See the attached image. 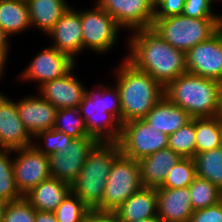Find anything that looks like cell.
Wrapping results in <instances>:
<instances>
[{"label": "cell", "instance_id": "6da1fadb", "mask_svg": "<svg viewBox=\"0 0 222 222\" xmlns=\"http://www.w3.org/2000/svg\"><path fill=\"white\" fill-rule=\"evenodd\" d=\"M133 33V34H132ZM126 59L164 88L187 72L186 53L165 42L152 28L132 31Z\"/></svg>", "mask_w": 222, "mask_h": 222}, {"label": "cell", "instance_id": "7a4b0ae2", "mask_svg": "<svg viewBox=\"0 0 222 222\" xmlns=\"http://www.w3.org/2000/svg\"><path fill=\"white\" fill-rule=\"evenodd\" d=\"M122 63V64H121ZM114 70L120 94L121 124L144 119L165 95L164 87L126 58Z\"/></svg>", "mask_w": 222, "mask_h": 222}, {"label": "cell", "instance_id": "3957f363", "mask_svg": "<svg viewBox=\"0 0 222 222\" xmlns=\"http://www.w3.org/2000/svg\"><path fill=\"white\" fill-rule=\"evenodd\" d=\"M93 88L87 91L79 106L88 134L98 142H118L122 128L118 88L99 83Z\"/></svg>", "mask_w": 222, "mask_h": 222}, {"label": "cell", "instance_id": "277c9868", "mask_svg": "<svg viewBox=\"0 0 222 222\" xmlns=\"http://www.w3.org/2000/svg\"><path fill=\"white\" fill-rule=\"evenodd\" d=\"M222 82L189 72L171 81L165 96L192 118L216 117L219 114Z\"/></svg>", "mask_w": 222, "mask_h": 222}, {"label": "cell", "instance_id": "5b68a950", "mask_svg": "<svg viewBox=\"0 0 222 222\" xmlns=\"http://www.w3.org/2000/svg\"><path fill=\"white\" fill-rule=\"evenodd\" d=\"M121 154L118 142H98L71 185V191L89 208L103 211V195L114 160Z\"/></svg>", "mask_w": 222, "mask_h": 222}, {"label": "cell", "instance_id": "8992f818", "mask_svg": "<svg viewBox=\"0 0 222 222\" xmlns=\"http://www.w3.org/2000/svg\"><path fill=\"white\" fill-rule=\"evenodd\" d=\"M151 28L165 42L186 53L215 35L222 28V18H191L181 14L154 19Z\"/></svg>", "mask_w": 222, "mask_h": 222}, {"label": "cell", "instance_id": "52a82bcc", "mask_svg": "<svg viewBox=\"0 0 222 222\" xmlns=\"http://www.w3.org/2000/svg\"><path fill=\"white\" fill-rule=\"evenodd\" d=\"M142 187L138 160L121 153L114 160L108 174L103 195V211H116Z\"/></svg>", "mask_w": 222, "mask_h": 222}, {"label": "cell", "instance_id": "ba28073f", "mask_svg": "<svg viewBox=\"0 0 222 222\" xmlns=\"http://www.w3.org/2000/svg\"><path fill=\"white\" fill-rule=\"evenodd\" d=\"M94 4V8L81 10L83 51L90 49L102 54L117 44L122 28L109 13Z\"/></svg>", "mask_w": 222, "mask_h": 222}, {"label": "cell", "instance_id": "9c48e42d", "mask_svg": "<svg viewBox=\"0 0 222 222\" xmlns=\"http://www.w3.org/2000/svg\"><path fill=\"white\" fill-rule=\"evenodd\" d=\"M169 136L157 131L144 119L122 124L118 140L121 153L134 160L153 154L168 147Z\"/></svg>", "mask_w": 222, "mask_h": 222}, {"label": "cell", "instance_id": "30bf717a", "mask_svg": "<svg viewBox=\"0 0 222 222\" xmlns=\"http://www.w3.org/2000/svg\"><path fill=\"white\" fill-rule=\"evenodd\" d=\"M13 174L18 191L25 196L32 188L51 177L48 156L34 145L13 150Z\"/></svg>", "mask_w": 222, "mask_h": 222}, {"label": "cell", "instance_id": "8fae6325", "mask_svg": "<svg viewBox=\"0 0 222 222\" xmlns=\"http://www.w3.org/2000/svg\"><path fill=\"white\" fill-rule=\"evenodd\" d=\"M76 61L53 46L40 50L29 65L19 74L21 81H34L38 88L48 81L66 75ZM39 83V84H38Z\"/></svg>", "mask_w": 222, "mask_h": 222}, {"label": "cell", "instance_id": "7c38bea8", "mask_svg": "<svg viewBox=\"0 0 222 222\" xmlns=\"http://www.w3.org/2000/svg\"><path fill=\"white\" fill-rule=\"evenodd\" d=\"M123 29L132 31L151 28L154 21V0H97Z\"/></svg>", "mask_w": 222, "mask_h": 222}, {"label": "cell", "instance_id": "4fadbf2b", "mask_svg": "<svg viewBox=\"0 0 222 222\" xmlns=\"http://www.w3.org/2000/svg\"><path fill=\"white\" fill-rule=\"evenodd\" d=\"M98 143L93 137L73 139L63 153L48 156L51 177L72 185L81 172L88 153Z\"/></svg>", "mask_w": 222, "mask_h": 222}, {"label": "cell", "instance_id": "5bb4252c", "mask_svg": "<svg viewBox=\"0 0 222 222\" xmlns=\"http://www.w3.org/2000/svg\"><path fill=\"white\" fill-rule=\"evenodd\" d=\"M187 72L222 82V28L186 52Z\"/></svg>", "mask_w": 222, "mask_h": 222}, {"label": "cell", "instance_id": "9a60e30c", "mask_svg": "<svg viewBox=\"0 0 222 222\" xmlns=\"http://www.w3.org/2000/svg\"><path fill=\"white\" fill-rule=\"evenodd\" d=\"M75 66L64 76L48 81L38 89L39 94L56 109L79 108L87 87L73 75Z\"/></svg>", "mask_w": 222, "mask_h": 222}, {"label": "cell", "instance_id": "2e32d148", "mask_svg": "<svg viewBox=\"0 0 222 222\" xmlns=\"http://www.w3.org/2000/svg\"><path fill=\"white\" fill-rule=\"evenodd\" d=\"M47 35L54 41L50 46L76 61L83 52L81 10L69 6Z\"/></svg>", "mask_w": 222, "mask_h": 222}, {"label": "cell", "instance_id": "e0dca14e", "mask_svg": "<svg viewBox=\"0 0 222 222\" xmlns=\"http://www.w3.org/2000/svg\"><path fill=\"white\" fill-rule=\"evenodd\" d=\"M37 94L16 101L19 118L32 138L54 127L57 112L55 106Z\"/></svg>", "mask_w": 222, "mask_h": 222}, {"label": "cell", "instance_id": "ac0fdd59", "mask_svg": "<svg viewBox=\"0 0 222 222\" xmlns=\"http://www.w3.org/2000/svg\"><path fill=\"white\" fill-rule=\"evenodd\" d=\"M33 138L19 118L16 101L0 99V149H19L33 145Z\"/></svg>", "mask_w": 222, "mask_h": 222}, {"label": "cell", "instance_id": "d6986e66", "mask_svg": "<svg viewBox=\"0 0 222 222\" xmlns=\"http://www.w3.org/2000/svg\"><path fill=\"white\" fill-rule=\"evenodd\" d=\"M157 217L162 222H188L193 215L189 187L156 188Z\"/></svg>", "mask_w": 222, "mask_h": 222}, {"label": "cell", "instance_id": "ffe728a7", "mask_svg": "<svg viewBox=\"0 0 222 222\" xmlns=\"http://www.w3.org/2000/svg\"><path fill=\"white\" fill-rule=\"evenodd\" d=\"M182 157L171 148H163L138 160L140 180L143 187L158 188Z\"/></svg>", "mask_w": 222, "mask_h": 222}, {"label": "cell", "instance_id": "44dd1931", "mask_svg": "<svg viewBox=\"0 0 222 222\" xmlns=\"http://www.w3.org/2000/svg\"><path fill=\"white\" fill-rule=\"evenodd\" d=\"M192 117L181 107L173 104L165 95L147 113L144 120L168 136L187 124Z\"/></svg>", "mask_w": 222, "mask_h": 222}, {"label": "cell", "instance_id": "7402d4cb", "mask_svg": "<svg viewBox=\"0 0 222 222\" xmlns=\"http://www.w3.org/2000/svg\"><path fill=\"white\" fill-rule=\"evenodd\" d=\"M70 191L69 183L50 177L32 188L24 198L37 211L54 212Z\"/></svg>", "mask_w": 222, "mask_h": 222}, {"label": "cell", "instance_id": "603a6c76", "mask_svg": "<svg viewBox=\"0 0 222 222\" xmlns=\"http://www.w3.org/2000/svg\"><path fill=\"white\" fill-rule=\"evenodd\" d=\"M115 212L122 222H137L157 217L156 188L142 187L122 203Z\"/></svg>", "mask_w": 222, "mask_h": 222}, {"label": "cell", "instance_id": "cb8c5ba5", "mask_svg": "<svg viewBox=\"0 0 222 222\" xmlns=\"http://www.w3.org/2000/svg\"><path fill=\"white\" fill-rule=\"evenodd\" d=\"M32 28H39L46 35L53 29L55 23L69 8L66 0H26Z\"/></svg>", "mask_w": 222, "mask_h": 222}, {"label": "cell", "instance_id": "d4e9b609", "mask_svg": "<svg viewBox=\"0 0 222 222\" xmlns=\"http://www.w3.org/2000/svg\"><path fill=\"white\" fill-rule=\"evenodd\" d=\"M0 27L10 36L31 28L26 0H0Z\"/></svg>", "mask_w": 222, "mask_h": 222}, {"label": "cell", "instance_id": "484cf974", "mask_svg": "<svg viewBox=\"0 0 222 222\" xmlns=\"http://www.w3.org/2000/svg\"><path fill=\"white\" fill-rule=\"evenodd\" d=\"M196 132V153H202L220 147L222 133V118H194Z\"/></svg>", "mask_w": 222, "mask_h": 222}, {"label": "cell", "instance_id": "4316f807", "mask_svg": "<svg viewBox=\"0 0 222 222\" xmlns=\"http://www.w3.org/2000/svg\"><path fill=\"white\" fill-rule=\"evenodd\" d=\"M193 159L196 176L208 180L222 191V149L195 153Z\"/></svg>", "mask_w": 222, "mask_h": 222}, {"label": "cell", "instance_id": "83f0119b", "mask_svg": "<svg viewBox=\"0 0 222 222\" xmlns=\"http://www.w3.org/2000/svg\"><path fill=\"white\" fill-rule=\"evenodd\" d=\"M54 129L64 132L73 139L91 137L79 108H63L56 112Z\"/></svg>", "mask_w": 222, "mask_h": 222}, {"label": "cell", "instance_id": "f1b7e54d", "mask_svg": "<svg viewBox=\"0 0 222 222\" xmlns=\"http://www.w3.org/2000/svg\"><path fill=\"white\" fill-rule=\"evenodd\" d=\"M13 150L0 149V199L13 202L24 197L17 189L13 174Z\"/></svg>", "mask_w": 222, "mask_h": 222}, {"label": "cell", "instance_id": "f546056e", "mask_svg": "<svg viewBox=\"0 0 222 222\" xmlns=\"http://www.w3.org/2000/svg\"><path fill=\"white\" fill-rule=\"evenodd\" d=\"M193 210L203 209L219 203L222 191L208 180L196 176L188 186Z\"/></svg>", "mask_w": 222, "mask_h": 222}, {"label": "cell", "instance_id": "4dcf8cb0", "mask_svg": "<svg viewBox=\"0 0 222 222\" xmlns=\"http://www.w3.org/2000/svg\"><path fill=\"white\" fill-rule=\"evenodd\" d=\"M168 147L182 158H193L196 153L194 118L169 135Z\"/></svg>", "mask_w": 222, "mask_h": 222}, {"label": "cell", "instance_id": "1f68e13d", "mask_svg": "<svg viewBox=\"0 0 222 222\" xmlns=\"http://www.w3.org/2000/svg\"><path fill=\"white\" fill-rule=\"evenodd\" d=\"M196 177L195 162L193 158H182L173 166L164 183L158 188H181L188 187Z\"/></svg>", "mask_w": 222, "mask_h": 222}, {"label": "cell", "instance_id": "d6a6232c", "mask_svg": "<svg viewBox=\"0 0 222 222\" xmlns=\"http://www.w3.org/2000/svg\"><path fill=\"white\" fill-rule=\"evenodd\" d=\"M33 140H36L33 142L34 147H36L44 155L49 156L54 153H63V149L68 146L73 138L64 132L52 128L50 130L40 132L35 138H33ZM39 141H42L40 142L42 143V146L38 145L40 144Z\"/></svg>", "mask_w": 222, "mask_h": 222}, {"label": "cell", "instance_id": "836d02e7", "mask_svg": "<svg viewBox=\"0 0 222 222\" xmlns=\"http://www.w3.org/2000/svg\"><path fill=\"white\" fill-rule=\"evenodd\" d=\"M90 209L72 192L54 211L58 222H82Z\"/></svg>", "mask_w": 222, "mask_h": 222}, {"label": "cell", "instance_id": "e575fe53", "mask_svg": "<svg viewBox=\"0 0 222 222\" xmlns=\"http://www.w3.org/2000/svg\"><path fill=\"white\" fill-rule=\"evenodd\" d=\"M36 210L22 197L13 202H8L2 222H35Z\"/></svg>", "mask_w": 222, "mask_h": 222}, {"label": "cell", "instance_id": "d590c367", "mask_svg": "<svg viewBox=\"0 0 222 222\" xmlns=\"http://www.w3.org/2000/svg\"><path fill=\"white\" fill-rule=\"evenodd\" d=\"M214 0H185L182 15L191 18H222L213 11Z\"/></svg>", "mask_w": 222, "mask_h": 222}, {"label": "cell", "instance_id": "8d00e7d4", "mask_svg": "<svg viewBox=\"0 0 222 222\" xmlns=\"http://www.w3.org/2000/svg\"><path fill=\"white\" fill-rule=\"evenodd\" d=\"M185 0H155L154 19L181 15Z\"/></svg>", "mask_w": 222, "mask_h": 222}, {"label": "cell", "instance_id": "74e56055", "mask_svg": "<svg viewBox=\"0 0 222 222\" xmlns=\"http://www.w3.org/2000/svg\"><path fill=\"white\" fill-rule=\"evenodd\" d=\"M188 222H222V200L210 207L195 210Z\"/></svg>", "mask_w": 222, "mask_h": 222}, {"label": "cell", "instance_id": "f35d334b", "mask_svg": "<svg viewBox=\"0 0 222 222\" xmlns=\"http://www.w3.org/2000/svg\"><path fill=\"white\" fill-rule=\"evenodd\" d=\"M82 222H122L115 211L90 209Z\"/></svg>", "mask_w": 222, "mask_h": 222}, {"label": "cell", "instance_id": "ab89813d", "mask_svg": "<svg viewBox=\"0 0 222 222\" xmlns=\"http://www.w3.org/2000/svg\"><path fill=\"white\" fill-rule=\"evenodd\" d=\"M35 222H58V221L56 220L54 212L36 210Z\"/></svg>", "mask_w": 222, "mask_h": 222}, {"label": "cell", "instance_id": "60d3db41", "mask_svg": "<svg viewBox=\"0 0 222 222\" xmlns=\"http://www.w3.org/2000/svg\"><path fill=\"white\" fill-rule=\"evenodd\" d=\"M11 36L0 27V47L3 48L8 54L10 51V39Z\"/></svg>", "mask_w": 222, "mask_h": 222}, {"label": "cell", "instance_id": "b9f144b4", "mask_svg": "<svg viewBox=\"0 0 222 222\" xmlns=\"http://www.w3.org/2000/svg\"><path fill=\"white\" fill-rule=\"evenodd\" d=\"M8 53L0 47V80L1 77L4 76L5 73V67H7L6 62H7V57H8Z\"/></svg>", "mask_w": 222, "mask_h": 222}, {"label": "cell", "instance_id": "7bdbcfd3", "mask_svg": "<svg viewBox=\"0 0 222 222\" xmlns=\"http://www.w3.org/2000/svg\"><path fill=\"white\" fill-rule=\"evenodd\" d=\"M7 205V202L3 199H0V222L3 220L4 210Z\"/></svg>", "mask_w": 222, "mask_h": 222}, {"label": "cell", "instance_id": "ee69618b", "mask_svg": "<svg viewBox=\"0 0 222 222\" xmlns=\"http://www.w3.org/2000/svg\"><path fill=\"white\" fill-rule=\"evenodd\" d=\"M137 222H162L158 217L139 220Z\"/></svg>", "mask_w": 222, "mask_h": 222}, {"label": "cell", "instance_id": "f6af8a7d", "mask_svg": "<svg viewBox=\"0 0 222 222\" xmlns=\"http://www.w3.org/2000/svg\"><path fill=\"white\" fill-rule=\"evenodd\" d=\"M218 116H220L222 118V87H221L220 109H219Z\"/></svg>", "mask_w": 222, "mask_h": 222}, {"label": "cell", "instance_id": "bcb514c9", "mask_svg": "<svg viewBox=\"0 0 222 222\" xmlns=\"http://www.w3.org/2000/svg\"><path fill=\"white\" fill-rule=\"evenodd\" d=\"M220 148L222 149V133H221V139H220Z\"/></svg>", "mask_w": 222, "mask_h": 222}, {"label": "cell", "instance_id": "7dc6e473", "mask_svg": "<svg viewBox=\"0 0 222 222\" xmlns=\"http://www.w3.org/2000/svg\"><path fill=\"white\" fill-rule=\"evenodd\" d=\"M5 94H3L2 92H0V99L4 96Z\"/></svg>", "mask_w": 222, "mask_h": 222}]
</instances>
